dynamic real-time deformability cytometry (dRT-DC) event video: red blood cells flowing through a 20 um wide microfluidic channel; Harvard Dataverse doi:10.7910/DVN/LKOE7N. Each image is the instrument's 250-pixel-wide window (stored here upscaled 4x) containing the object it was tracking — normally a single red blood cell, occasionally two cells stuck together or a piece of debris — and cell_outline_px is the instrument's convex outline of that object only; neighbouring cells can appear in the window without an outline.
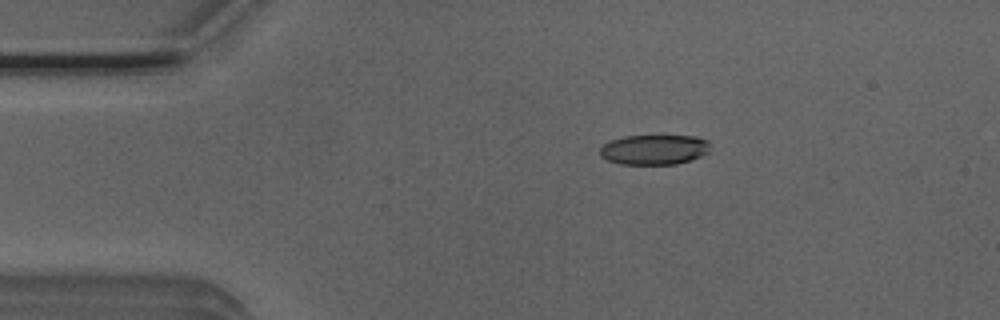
{"species": "Egyptian fruit bat (a non-hibernating species)", "species_latin": "Rousettus aegyptiacus", "temperature_condition": "room temperature", "stored_images_in_passage": 3, "camera_frame_rate_fps": 3000, "um_per_image_px": 0.085, "animal": {"sex": "male"}, "frame": {"image": 1, "passage_image": 1, "time_ms": 0.0, "image_size_px": [1000, 320], "cell_outline_px": [[708, 152], [700, 156], [676, 164], [620, 164], [608, 160], [600, 156], [600, 148], [604, 144], [612, 140], [624, 136], [696, 136], [708, 140]], "centroid_in_image_um": [55.58, 12.71], "position_along_channel_um": 29.4, "area_um2": 19.07}}